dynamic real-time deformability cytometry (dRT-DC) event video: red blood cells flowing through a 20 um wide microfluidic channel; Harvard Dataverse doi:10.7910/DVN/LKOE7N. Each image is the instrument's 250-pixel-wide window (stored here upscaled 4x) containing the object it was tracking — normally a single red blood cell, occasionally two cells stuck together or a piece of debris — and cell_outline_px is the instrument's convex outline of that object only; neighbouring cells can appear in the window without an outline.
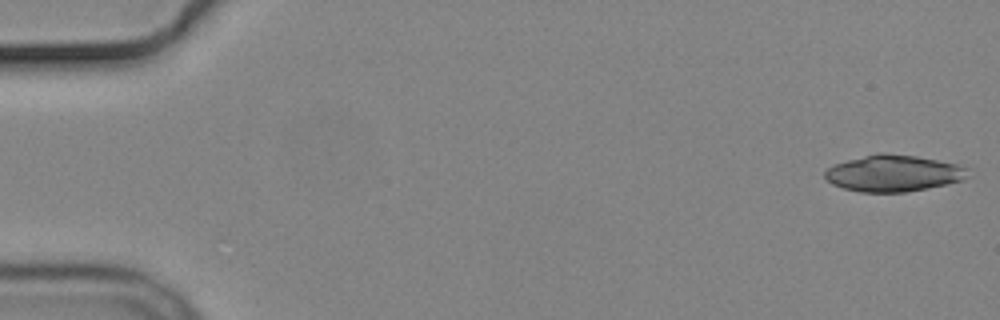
{"species": "common noctule bat (a hibernating species)", "species_latin": "Nyctalus noctula", "temperature_condition": "cold", "stored_images_in_passage": 5, "camera_frame_rate_fps": 3000, "um_per_image_px": 0.085, "animal": {"sex": "male", "body_mass_g": 19.2, "forearm_length_mm": 51.8}, "frame": {"image": 1, "passage_image": 1, "time_ms": 0.0, "image_size_px": [1000, 320], "cell_outline_px": [[968, 176], [964, 180], [948, 184], [904, 192], [860, 192], [844, 188], [832, 184], [824, 176], [824, 172], [828, 168], [836, 164], [848, 160], [880, 152], [884, 152], [916, 156], [956, 164], [968, 168]], "centroid_in_image_um": [75.96, 14.73], "position_along_channel_um": 9.0, "area_um2": 30.23}}